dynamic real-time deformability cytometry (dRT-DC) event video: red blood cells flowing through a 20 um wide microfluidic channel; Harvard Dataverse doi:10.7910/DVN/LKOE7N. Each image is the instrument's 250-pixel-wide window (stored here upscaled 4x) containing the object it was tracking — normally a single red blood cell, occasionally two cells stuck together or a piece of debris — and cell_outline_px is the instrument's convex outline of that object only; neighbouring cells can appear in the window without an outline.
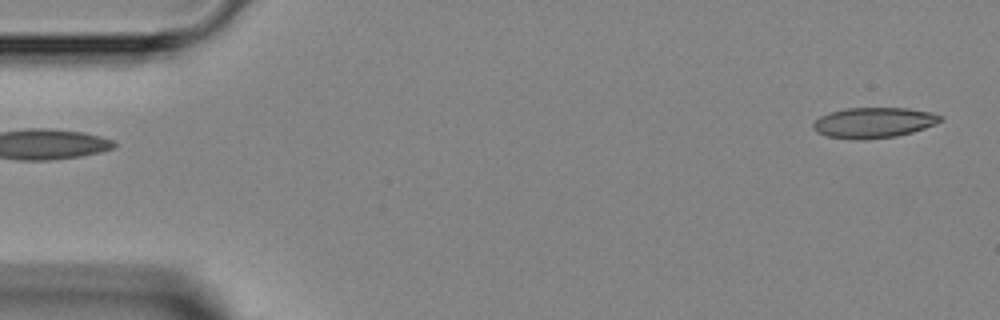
{"species": "Egyptian fruit bat (a non-hibernating species)", "species_latin": "Rousettus aegyptiacus", "temperature_condition": "room temperature", "stored_images_in_passage": 3, "segment_of_instrument_passage": [2, 2], "camera_frame_rate_fps": 3000, "um_per_image_px": 0.085, "animal": {"sex": "female"}, "frame": {"image": 1, "passage_image": 3, "time_ms": 2.333, "image_size_px": [1000, 320], "cell_outline_px": [[944, 120], [936, 124], [912, 132], [896, 136], [864, 140], [856, 140], [828, 136], [816, 132], [812, 128], [812, 124], [820, 116], [828, 112], [848, 108], [908, 108], [932, 112], [944, 116]], "centroid_in_image_um": [74.28, 10.42], "position_along_channel_um": 10.7, "area_um2": 22.83}}